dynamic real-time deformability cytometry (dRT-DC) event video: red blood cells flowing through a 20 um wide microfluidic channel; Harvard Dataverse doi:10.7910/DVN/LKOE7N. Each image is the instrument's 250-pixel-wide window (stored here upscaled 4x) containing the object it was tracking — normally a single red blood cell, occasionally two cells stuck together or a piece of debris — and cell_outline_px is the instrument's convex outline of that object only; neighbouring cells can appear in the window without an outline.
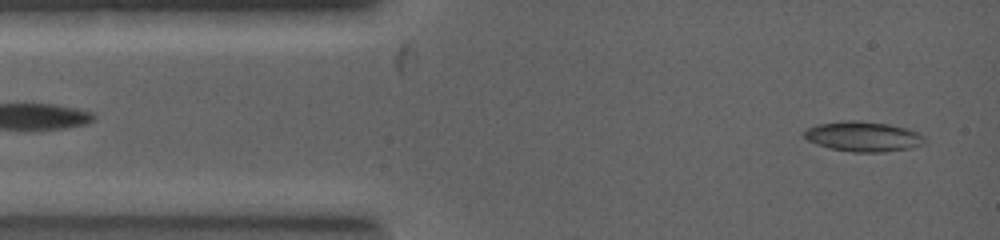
{"species": "common noctule bat (a hibernating species)", "species_latin": "Nyctalus noctula", "temperature_condition": "warm", "stored_images_in_passage": 4, "segment_of_instrument_passage": [2, 2], "camera_frame_rate_fps": 5000, "um_per_image_px": 0.085, "animal": {"sex": "female", "body_mass_g": 19.0, "forearm_length_mm": 53.3}, "frame": {"image": 1, "passage_image": 4, "time_ms": 1.2, "image_size_px": [1000, 240], "cell_outline_px": [[928, 140], [924, 144], [912, 148], [884, 152], [852, 152], [828, 148], [816, 144], [808, 140], [800, 132], [816, 124], [840, 120], [860, 120], [888, 124], [904, 128], [916, 132], [924, 136]], "centroid_in_image_um": [73.34, 11.6], "position_along_channel_um": 11.7, "area_um2": 21.44}}